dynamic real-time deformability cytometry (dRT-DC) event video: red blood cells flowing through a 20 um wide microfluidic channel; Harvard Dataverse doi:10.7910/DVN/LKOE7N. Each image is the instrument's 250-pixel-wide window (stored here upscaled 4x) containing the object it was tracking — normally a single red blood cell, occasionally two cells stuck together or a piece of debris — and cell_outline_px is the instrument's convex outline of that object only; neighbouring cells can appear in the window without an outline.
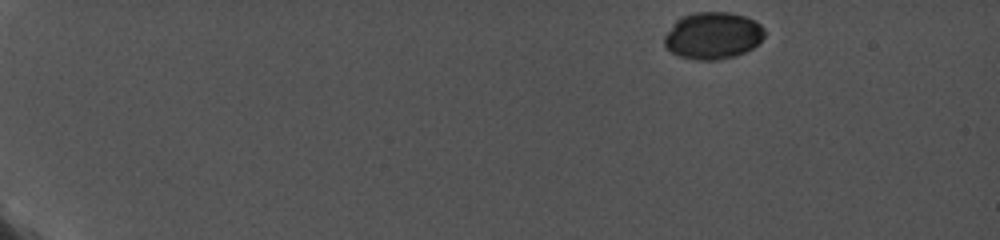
{"species": "common noctule bat (a hibernating species)", "species_latin": "Nyctalus noctula", "temperature_condition": "cold", "stored_images_in_passage": 32, "camera_frame_rate_fps": 5000, "um_per_image_px": 0.085, "animal": {"sex": "female", "body_mass_g": 19.0, "forearm_length_mm": 56.7}, "frame": {"image": 1, "passage_image": 1, "time_ms": 0.0, "image_size_px": [1000, 240], "cell_outline_px": [[764, 36], [752, 48], [744, 52], [732, 56], [716, 60], [700, 60], [680, 56], [672, 52], [664, 44], [664, 36], [672, 24], [680, 16], [696, 12], [728, 12], [744, 16], [756, 20], [764, 28]], "centroid_in_image_um": [60.58, 3.0], "position_along_channel_um": 24.4, "area_um2": 27.28}}
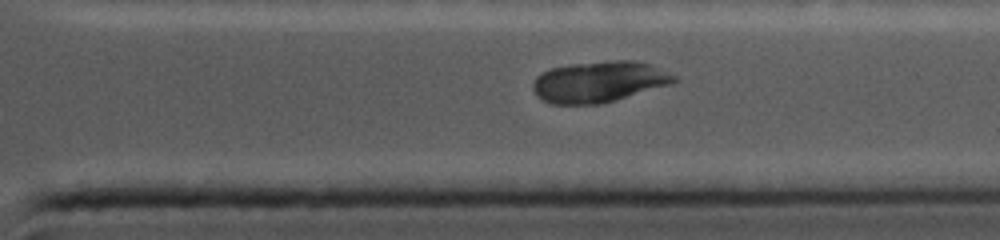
{"frame": {"image": 2, "passage_image": 27, "time_ms": 12.8, "image_size_px": [1000, 240], "cell_outline_px": [[680, 80], [672, 84], [616, 100], [600, 104], [552, 104], [536, 96], [532, 88], [532, 84], [536, 76], [540, 72], [552, 68], [572, 64], [612, 60], [636, 60], [652, 64], [676, 76]], "centroid_in_image_um": [50.94, 6.94], "position_along_channel_um": 360.5, "area_um2": 34.1}}
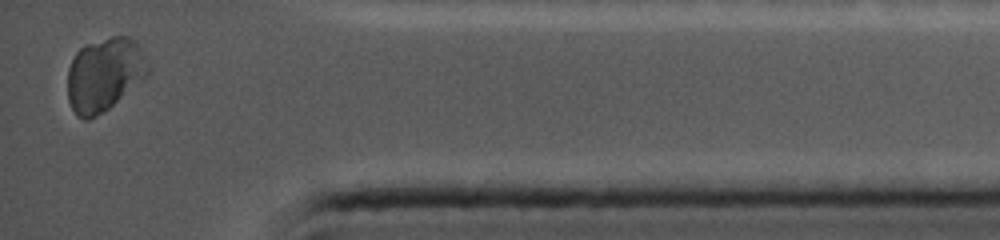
{"frame": {"image": 3, "passage_image": 32, "time_ms": 14.8, "image_size_px": [1000, 240], "cell_outline_px": [[152, 68], [148, 76], [108, 108], [96, 116], [88, 120], [84, 120], [76, 116], [68, 100], [68, 68], [76, 52], [80, 48], [88, 44], [112, 36], [128, 36], [140, 48]], "centroid_in_image_um": [8.89, 6.34], "position_along_channel_um": 426.3, "area_um2": 34.39}}